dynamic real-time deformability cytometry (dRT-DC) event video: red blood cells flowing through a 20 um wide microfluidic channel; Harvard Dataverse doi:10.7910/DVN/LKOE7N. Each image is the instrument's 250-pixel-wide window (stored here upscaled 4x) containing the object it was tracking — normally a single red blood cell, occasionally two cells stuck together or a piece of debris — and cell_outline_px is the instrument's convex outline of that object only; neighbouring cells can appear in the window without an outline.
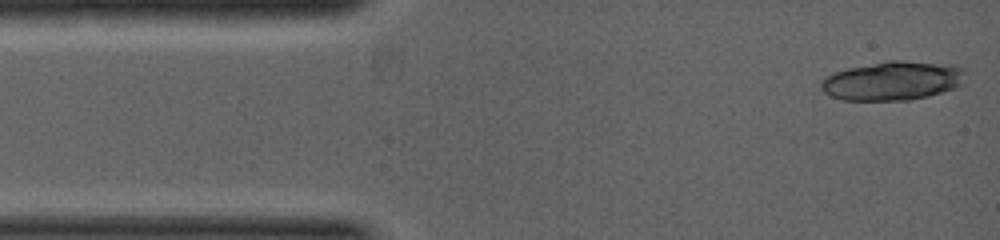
{"species": "common noctule bat (a hibernating species)", "species_latin": "Nyctalus noctula", "temperature_condition": "warm", "stored_images_in_passage": 4, "camera_frame_rate_fps": 5000, "um_per_image_px": 0.085, "animal": {"sex": "female", "body_mass_g": 19.0, "forearm_length_mm": 53.3}, "frame": {"image": 1, "passage_image": 1, "time_ms": 0.0, "image_size_px": [1000, 240], "cell_outline_px": [[968, 80], [964, 84], [956, 88], [928, 96], [908, 100], [844, 100], [832, 96], [824, 92], [820, 88], [820, 80], [824, 76], [832, 72], [848, 68], [888, 60], [904, 60], [956, 64], [964, 68], [968, 72]], "centroid_in_image_um": [75.96, 6.84], "position_along_channel_um": 9.0, "area_um2": 33.7}}